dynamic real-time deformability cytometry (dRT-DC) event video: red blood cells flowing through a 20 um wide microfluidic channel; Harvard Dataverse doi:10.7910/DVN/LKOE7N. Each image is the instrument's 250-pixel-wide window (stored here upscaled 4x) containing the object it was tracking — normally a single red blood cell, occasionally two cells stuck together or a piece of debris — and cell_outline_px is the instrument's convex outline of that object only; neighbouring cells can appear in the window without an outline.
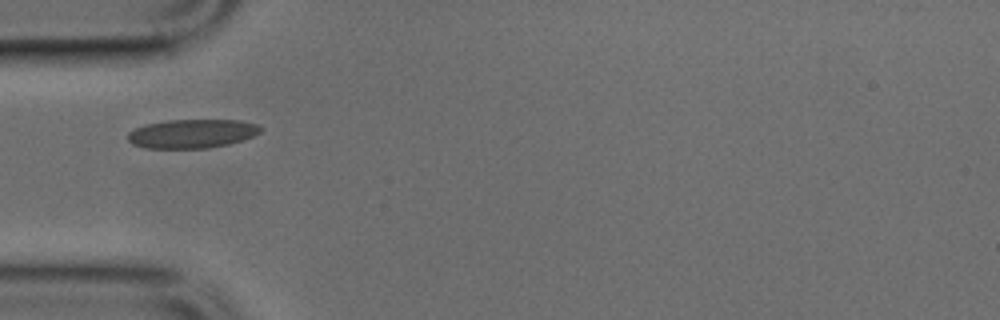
{"species": "common noctule bat (a hibernating species)", "species_latin": "Nyctalus noctula", "temperature_condition": "cold", "stored_images_in_passage": 35, "camera_frame_rate_fps": 3000, "um_per_image_px": 0.085, "animal": {"sex": "male", "body_mass_g": 17.9, "forearm_length_mm": 54.2}, "frame": {"image": 1, "passage_image": 1, "time_ms": 0.0, "image_size_px": [1000, 320], "cell_outline_px": [[264, 128], [260, 132], [252, 136], [228, 144], [208, 148], [144, 148], [132, 144], [128, 140], [128, 132], [144, 124], [168, 120], [240, 120], [260, 124]], "centroid_in_image_um": [16.32, 11.35], "position_along_channel_um": 68.7, "area_um2": 22.43}}
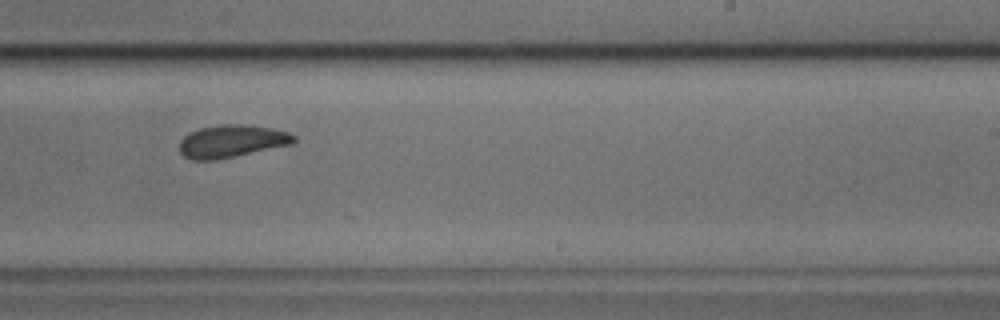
{"frame": {"image": 2, "passage_image": 16, "time_ms": 5.0, "image_size_px": [1000, 320], "cell_outline_px": [[296, 140], [292, 144], [216, 160], [192, 160], [184, 156], [180, 152], [180, 140], [184, 136], [200, 128], [224, 124], [244, 124], [272, 128], [288, 132], [296, 136]], "centroid_in_image_um": [19.7, 12.0], "position_along_channel_um": 269.3, "area_um2": 21.62}}
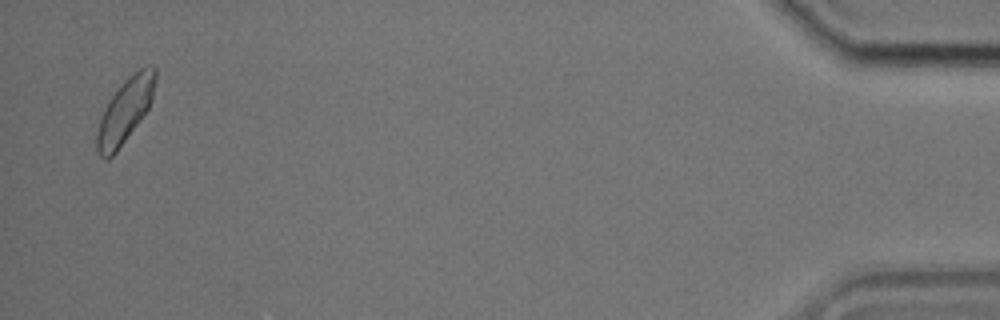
{"frame": {"image": 3, "passage_image": 34, "time_ms": 11.0, "image_size_px": [1000, 320], "cell_outline_px": [[156, 80], [152, 100], [148, 108], [116, 152], [108, 160], [104, 160], [96, 152], [96, 136], [100, 120], [104, 108], [112, 96], [124, 80], [128, 76], [140, 68], [152, 64], [156, 68]], "centroid_in_image_um": [10.63, 9.39], "position_along_channel_um": 424.6, "area_um2": 21.68}}